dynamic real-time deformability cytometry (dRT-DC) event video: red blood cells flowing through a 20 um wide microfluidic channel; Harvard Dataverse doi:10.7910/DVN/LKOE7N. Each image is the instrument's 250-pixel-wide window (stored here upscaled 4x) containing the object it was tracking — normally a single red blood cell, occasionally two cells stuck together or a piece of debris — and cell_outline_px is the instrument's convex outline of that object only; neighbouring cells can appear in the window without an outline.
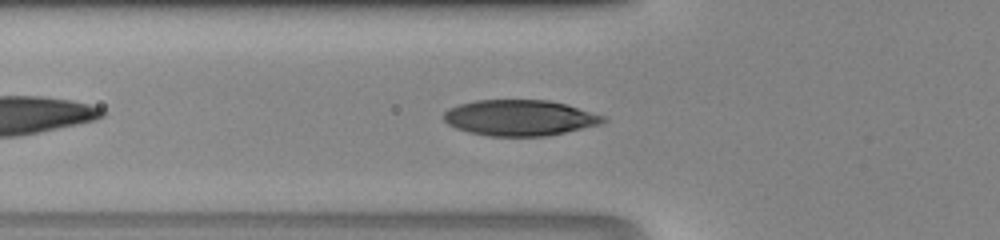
{"species": "human", "species_latin": "Homo sapiens", "temperature_condition": "room temperature", "stored_images_in_passage": 34, "camera_frame_rate_fps": 3000, "um_per_image_px": 0.085, "donor": {"sex": "male"}, "frame": {"image": 1, "passage_image": 6, "time_ms": 1.667, "image_size_px": [1000, 240], "cell_outline_px": [[608, 120], [604, 124], [544, 136], [488, 136], [468, 132], [456, 128], [448, 124], [444, 120], [444, 112], [448, 108], [460, 104], [476, 100], [548, 100], [568, 104], [604, 116]], "centroid_in_image_um": [44.2, 10.01], "position_along_channel_um": 81.6, "area_um2": 33.41}}
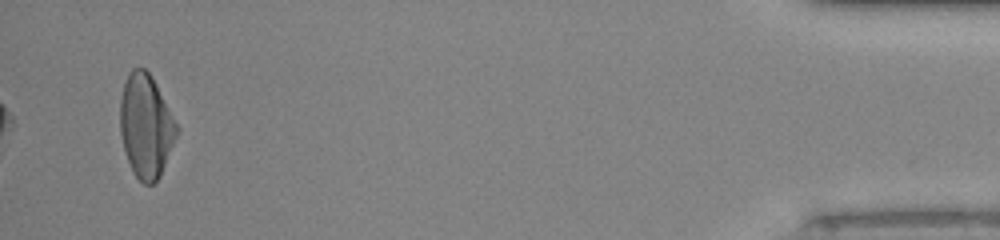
{"frame": {"image": 2, "passage_image": 34, "time_ms": 11.0, "image_size_px": [1000, 240], "cell_outline_px": [[176, 136], [160, 176], [152, 184], [144, 184], [132, 172], [124, 148], [120, 132], [120, 100], [124, 84], [128, 72], [132, 68], [144, 68], [152, 76], [176, 124]], "centroid_in_image_um": [12.36, 10.7], "position_along_channel_um": 422.8, "area_um2": 33.47}}